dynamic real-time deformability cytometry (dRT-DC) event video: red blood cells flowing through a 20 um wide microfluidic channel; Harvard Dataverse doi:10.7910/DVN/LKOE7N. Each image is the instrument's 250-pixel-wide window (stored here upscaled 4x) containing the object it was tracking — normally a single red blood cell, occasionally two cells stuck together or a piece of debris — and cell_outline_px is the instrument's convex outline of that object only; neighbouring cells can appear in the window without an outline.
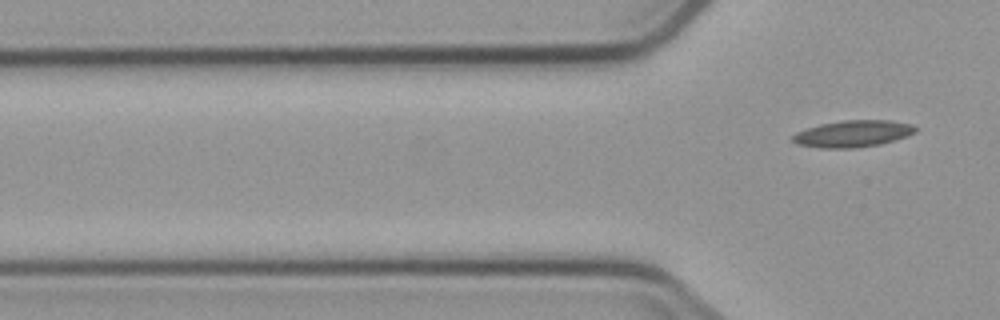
{"species": "common noctule bat (a hibernating species)", "species_latin": "Nyctalus noctula", "temperature_condition": "cold", "stored_images_in_passage": 3, "segment_of_instrument_passage": [2, 2], "camera_frame_rate_fps": 3000, "um_per_image_px": 0.085, "animal": {"sex": "male", "body_mass_g": 23.1, "forearm_length_mm": 52.7}, "frame": {"image": 1, "passage_image": 3, "time_ms": 2.333, "image_size_px": [1000, 320], "cell_outline_px": [[916, 132], [908, 136], [880, 144], [856, 148], [820, 148], [796, 144], [792, 140], [792, 136], [796, 132], [820, 124], [840, 120], [892, 120], [912, 124], [916, 128]], "centroid_in_image_um": [72.5, 11.36], "position_along_channel_um": 53.3, "area_um2": 19.25}}